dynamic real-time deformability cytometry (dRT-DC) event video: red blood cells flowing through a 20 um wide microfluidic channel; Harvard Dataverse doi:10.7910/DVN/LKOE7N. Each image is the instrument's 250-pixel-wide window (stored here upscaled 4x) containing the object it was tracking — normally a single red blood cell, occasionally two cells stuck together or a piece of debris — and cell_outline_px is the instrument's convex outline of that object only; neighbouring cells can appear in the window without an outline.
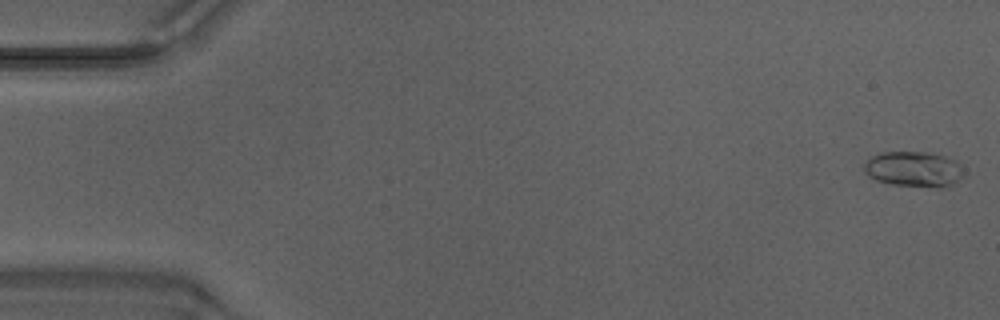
{"species": "Egyptian fruit bat (a non-hibernating species)", "species_latin": "Rousettus aegyptiacus", "temperature_condition": "warm", "stored_images_in_passage": 49, "camera_frame_rate_fps": 3000, "um_per_image_px": 0.085, "animal": {"sex": "male"}, "frame": {"image": 1, "passage_image": 1, "time_ms": 0.0, "image_size_px": [1000, 320], "cell_outline_px": [[960, 176], [952, 184], [944, 188], [892, 184], [876, 180], [868, 176], [864, 172], [864, 164], [872, 156], [880, 152], [932, 152], [944, 156], [960, 164]], "centroid_in_image_um": [77.61, 14.37], "position_along_channel_um": 7.4, "area_um2": 20.29}}
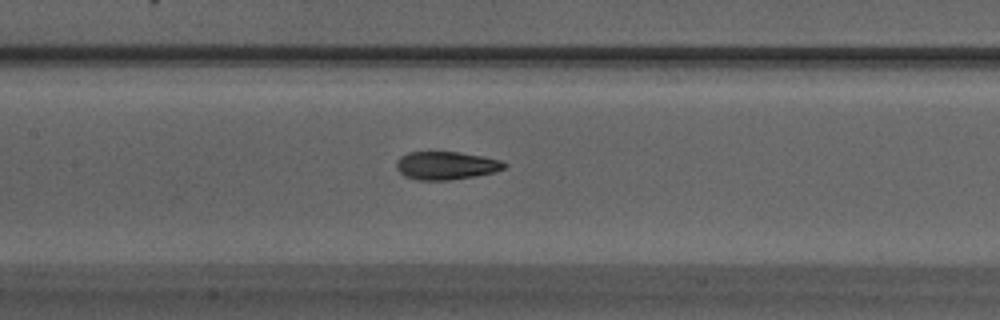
{"frame": {"image": 2, "passage_image": 23, "time_ms": 7.333, "image_size_px": [1000, 320], "cell_outline_px": [[508, 164], [504, 168], [496, 172], [476, 176], [448, 180], [416, 180], [404, 176], [396, 168], [396, 160], [400, 156], [408, 152], [460, 152], [484, 156], [500, 160]], "centroid_in_image_um": [37.92, 14.07], "position_along_channel_um": 169.5, "area_um2": 17.86}}
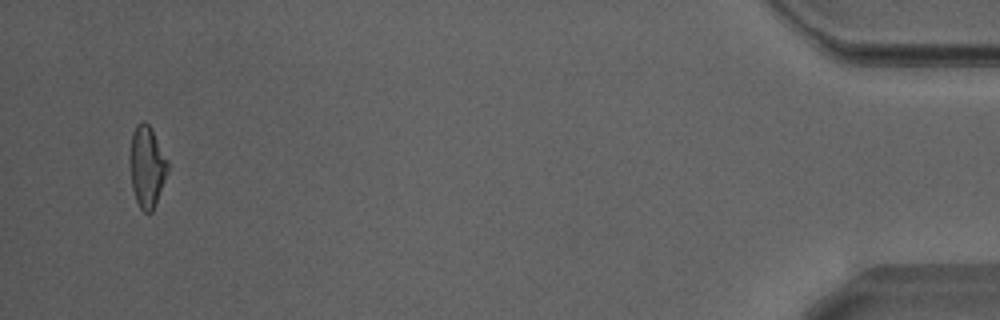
{"frame": {"image": 3, "passage_image": 47, "time_ms": 15.333, "image_size_px": [1000, 320], "cell_outline_px": [[168, 172], [152, 212], [144, 212], [140, 208], [136, 200], [132, 188], [128, 160], [128, 156], [132, 132], [136, 124], [144, 120], [152, 128], [168, 160]], "centroid_in_image_um": [12.46, 14.12], "position_along_channel_um": 422.7, "area_um2": 18.32}, "authors_computed_cell_mechanics": {"area_um2": 18.1492, "velocity_mm_per_s": 4.2373, "shape_relaxation_time_tau1_ms": 2.7083, "shape_relaxation_time_tau2_ms": 1.5844, "deformation_change_tau1": 0.1421, "deformation_change_tau2": 0.0889}}